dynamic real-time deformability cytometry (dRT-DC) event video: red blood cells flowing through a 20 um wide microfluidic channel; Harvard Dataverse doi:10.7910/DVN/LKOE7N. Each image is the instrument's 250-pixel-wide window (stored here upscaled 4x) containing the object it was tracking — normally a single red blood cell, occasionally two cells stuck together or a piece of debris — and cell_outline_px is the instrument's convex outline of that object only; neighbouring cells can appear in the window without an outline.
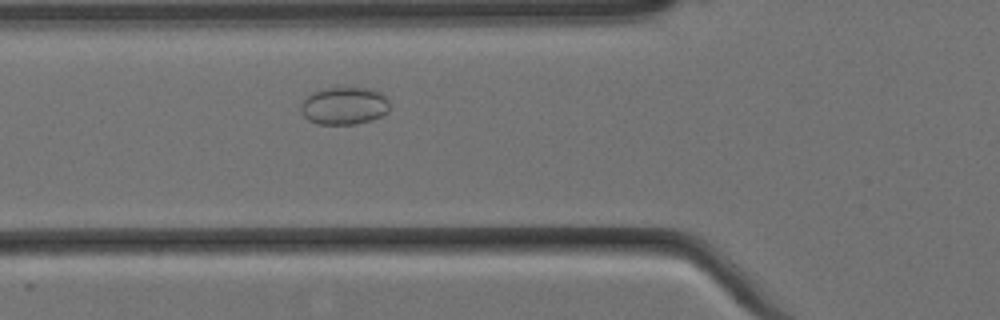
{"species": "Egyptian fruit bat (a non-hibernating species)", "species_latin": "Rousettus aegyptiacus", "temperature_condition": "cold", "stored_images_in_passage": 3, "camera_frame_rate_fps": 3000, "um_per_image_px": 0.085, "animal": {"sex": "female"}, "frame": {"image": 1, "passage_image": 3, "time_ms": 0.667, "image_size_px": [1000, 320], "cell_outline_px": [[388, 112], [372, 120], [356, 124], [316, 124], [308, 120], [304, 116], [300, 108], [300, 104], [312, 92], [320, 88], [368, 88], [380, 92], [388, 100]], "centroid_in_image_um": [29.23, 9.0], "position_along_channel_um": 96.6, "area_um2": 19.48}}